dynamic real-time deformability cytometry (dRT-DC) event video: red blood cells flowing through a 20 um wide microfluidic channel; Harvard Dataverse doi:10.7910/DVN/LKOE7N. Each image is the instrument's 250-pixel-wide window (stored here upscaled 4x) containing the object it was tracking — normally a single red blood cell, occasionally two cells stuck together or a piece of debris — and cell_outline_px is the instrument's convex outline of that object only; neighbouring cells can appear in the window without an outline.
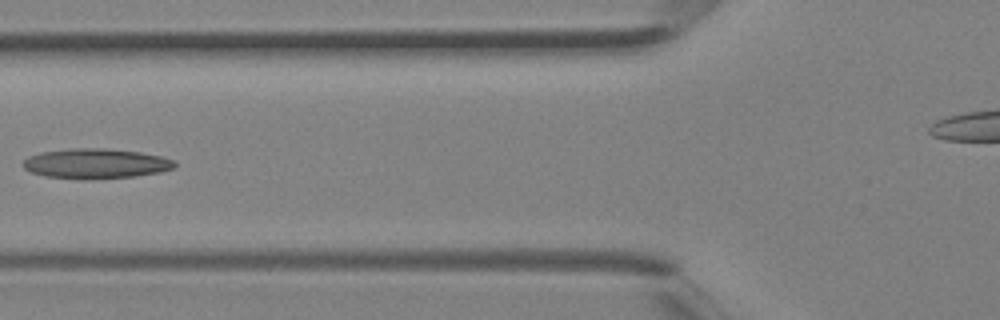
{"species": "Egyptian fruit bat (a non-hibernating species)", "species_latin": "Rousettus aegyptiacus", "temperature_condition": "room temperature", "stored_images_in_passage": 5, "camera_frame_rate_fps": 3000, "um_per_image_px": 0.085, "animal": {"sex": "female"}, "frame": {"image": 1, "passage_image": 5, "time_ms": 1.333, "image_size_px": [1000, 320], "cell_outline_px": [[176, 164], [172, 168], [160, 172], [132, 176], [92, 180], [84, 180], [44, 176], [32, 172], [24, 168], [20, 164], [28, 156], [40, 152], [72, 148], [108, 148], [140, 152], [160, 156], [176, 160]], "centroid_in_image_um": [8.11, 13.9], "position_along_channel_um": 117.7, "area_um2": 26.76}}